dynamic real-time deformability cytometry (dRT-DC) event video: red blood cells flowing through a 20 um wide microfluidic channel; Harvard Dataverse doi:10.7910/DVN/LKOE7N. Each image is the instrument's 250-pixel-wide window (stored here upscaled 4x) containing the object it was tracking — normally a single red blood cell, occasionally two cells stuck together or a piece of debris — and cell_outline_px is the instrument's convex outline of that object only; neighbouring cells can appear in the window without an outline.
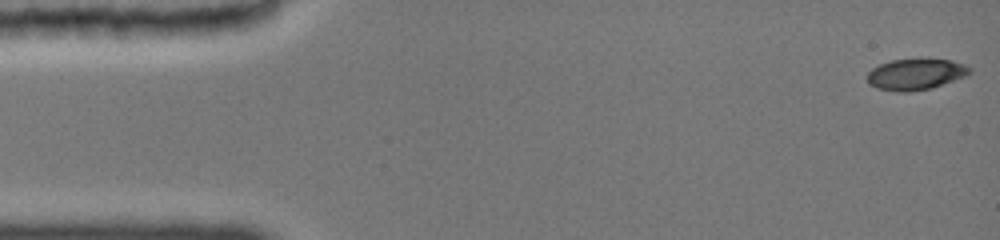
{"species": "common noctule bat (a hibernating species)", "species_latin": "Nyctalus noctula", "temperature_condition": "cold", "stored_images_in_passage": 93, "camera_frame_rate_fps": 3000, "um_per_image_px": 0.085, "animal": {"sex": "female", "body_mass_g": 19.0, "forearm_length_mm": 51.5}, "frame": {"image": 1, "passage_image": 1, "time_ms": 0.0, "image_size_px": [1000, 240], "cell_outline_px": [[972, 72], [964, 76], [932, 88], [908, 92], [896, 92], [876, 88], [868, 84], [868, 72], [872, 68], [880, 64], [892, 60], [928, 56], [952, 60], [964, 64], [972, 68]], "centroid_in_image_um": [77.85, 6.27], "position_along_channel_um": 7.2, "area_um2": 19.25}}
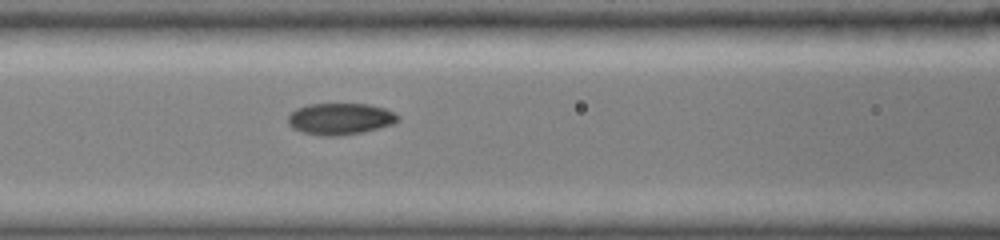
{"frame": {"image": 2, "passage_image": 36, "time_ms": 6.333, "image_size_px": [1000, 240], "cell_outline_px": [[400, 116], [392, 124], [360, 132], [332, 136], [328, 136], [304, 132], [296, 128], [288, 120], [288, 116], [296, 108], [308, 104], [368, 104], [384, 108]], "centroid_in_image_um": [28.92, 10.07], "position_along_channel_um": 137.7, "area_um2": 19.54}}
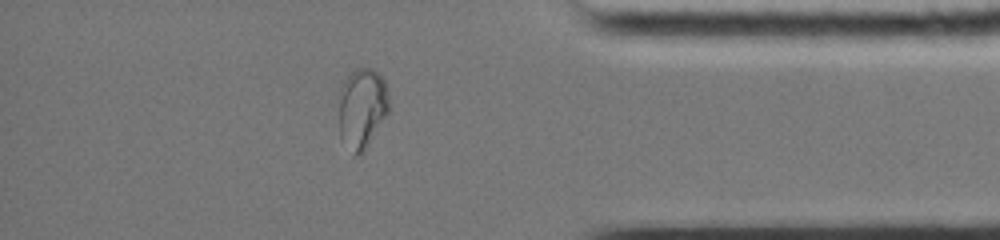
{"frame": {"image": 3, "passage_image": 79, "time_ms": 13.333, "image_size_px": [1000, 240], "cell_outline_px": [[388, 112], [364, 148], [356, 156], [352, 156], [340, 140], [340, 88], [344, 80], [356, 68], [372, 68], [384, 80], [388, 100]], "centroid_in_image_um": [30.73, 9.19], "position_along_channel_um": 404.5, "area_um2": 22.95}, "authors_computed_cell_mechanics": {"area_um2": 19.363, "velocity_mm_per_s": 3.9812, "shape_relaxation_time_tau1_ms": 10.108, "shape_relaxation_time_tau2_ms": 1.0701, "deformation_change_tau1": 0.2549, "deformation_change_tau2": 0.0368}}